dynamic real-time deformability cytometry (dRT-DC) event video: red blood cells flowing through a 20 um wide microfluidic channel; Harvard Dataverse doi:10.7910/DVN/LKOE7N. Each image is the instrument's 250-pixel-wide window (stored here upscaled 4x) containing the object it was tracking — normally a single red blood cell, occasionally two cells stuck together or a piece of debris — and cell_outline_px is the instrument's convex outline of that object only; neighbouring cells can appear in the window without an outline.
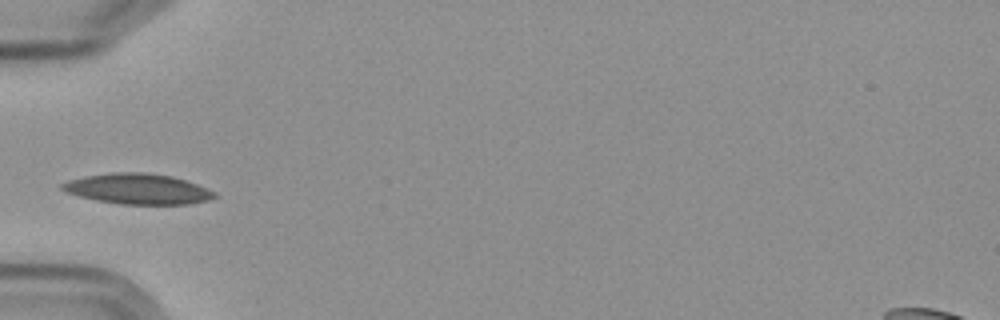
{"species": "Egyptian fruit bat (a non-hibernating species)", "species_latin": "Rousettus aegyptiacus", "temperature_condition": "cold", "stored_images_in_passage": 4, "camera_frame_rate_fps": 3000, "um_per_image_px": 0.085, "frame": {"image": 1, "passage_image": 4, "time_ms": 3.667, "image_size_px": [1000, 320], "cell_outline_px": [[216, 196], [208, 200], [188, 204], [120, 204], [96, 200], [80, 196], [68, 192], [60, 188], [60, 184], [68, 180], [84, 176], [112, 172], [144, 172], [172, 176], [196, 184], [216, 192]], "centroid_in_image_um": [11.69, 16.05], "position_along_channel_um": 73.3, "area_um2": 26.93}}